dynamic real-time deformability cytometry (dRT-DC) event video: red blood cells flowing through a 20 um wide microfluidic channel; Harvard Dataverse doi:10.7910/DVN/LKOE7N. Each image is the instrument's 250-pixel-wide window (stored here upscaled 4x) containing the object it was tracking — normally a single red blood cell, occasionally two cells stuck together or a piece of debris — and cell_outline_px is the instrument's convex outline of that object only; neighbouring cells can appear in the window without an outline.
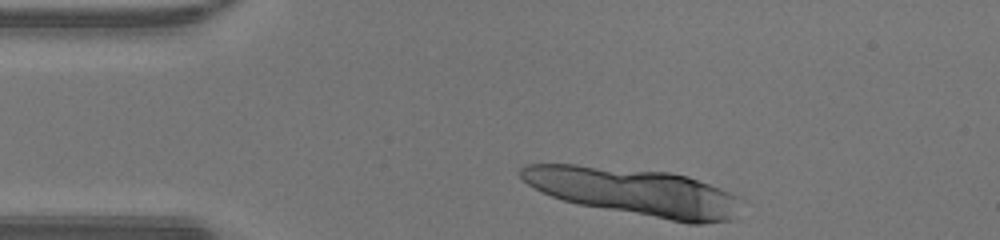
{"species": "human", "species_latin": "Homo sapiens", "temperature_condition": "warm", "stored_images_in_passage": 11, "segment_of_instrument_passage": [1, 2], "camera_frame_rate_fps": 3000, "um_per_image_px": 0.085, "donor": {"sex": "male"}, "frame": {"image": 1, "passage_image": 1, "time_ms": 0.0, "image_size_px": [1000, 240], "cell_outline_px": [[736, 196], [732, 220], [700, 224], [688, 224], [580, 204], [564, 200], [552, 196], [528, 184], [520, 176], [520, 168], [524, 164], [576, 164], [668, 172], [688, 176], [720, 188]], "centroid_in_image_um": [53.87, 16.29], "position_along_channel_um": 31.1, "area_um2": 60.11}}